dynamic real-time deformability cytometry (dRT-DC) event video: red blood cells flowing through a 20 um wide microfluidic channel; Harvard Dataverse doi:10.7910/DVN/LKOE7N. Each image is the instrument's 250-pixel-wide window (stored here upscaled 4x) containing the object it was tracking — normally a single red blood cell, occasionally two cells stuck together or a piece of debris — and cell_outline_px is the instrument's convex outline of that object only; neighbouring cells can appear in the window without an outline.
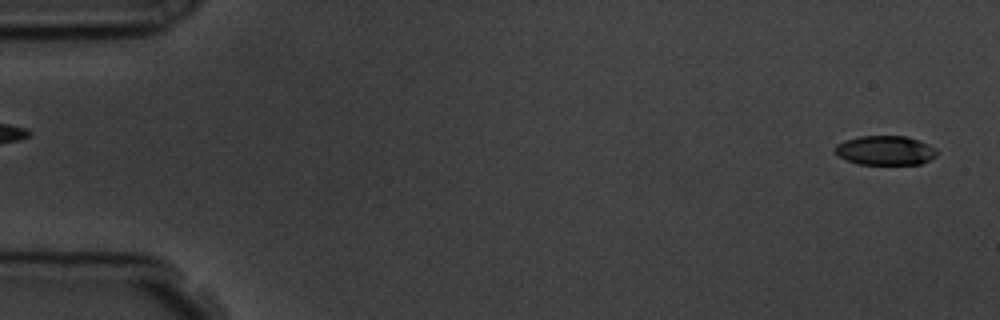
{"species": "common noctule bat (a hibernating species)", "species_latin": "Nyctalus noctula", "temperature_condition": "room temperature", "stored_images_in_passage": 5, "segment_of_instrument_passage": [2, 2], "camera_frame_rate_fps": 3000, "um_per_image_px": 0.085, "animal": {"sex": "male", "body_mass_g": 19.5, "forearm_length_mm": 54.6}, "frame": {"image": 1, "passage_image": 5, "time_ms": 6.0, "image_size_px": [1000, 320], "cell_outline_px": [[936, 156], [920, 164], [856, 164], [844, 160], [836, 156], [836, 144], [844, 140], [860, 136], [904, 136], [928, 144], [936, 148]], "centroid_in_image_um": [75.19, 12.79], "position_along_channel_um": 9.8, "area_um2": 17.4}}